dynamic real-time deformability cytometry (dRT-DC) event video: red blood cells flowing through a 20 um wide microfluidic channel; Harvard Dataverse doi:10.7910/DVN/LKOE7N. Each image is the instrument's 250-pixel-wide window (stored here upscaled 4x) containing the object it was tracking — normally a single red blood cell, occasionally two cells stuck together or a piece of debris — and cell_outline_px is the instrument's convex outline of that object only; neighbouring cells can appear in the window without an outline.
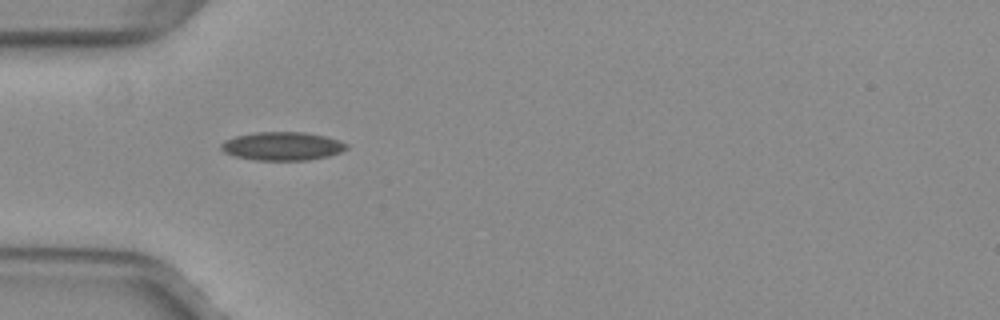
{"species": "common noctule bat (a hibernating species)", "species_latin": "Nyctalus noctula", "temperature_condition": "warm", "stored_images_in_passage": 34, "camera_frame_rate_fps": 3000, "um_per_image_px": 0.085, "animal": {"sex": "female", "body_mass_g": 29.2, "forearm_length_mm": 56.3}, "frame": {"image": 1, "passage_image": 1, "time_ms": 0.0, "image_size_px": [1000, 320], "cell_outline_px": [[348, 148], [340, 152], [328, 156], [308, 160], [256, 160], [236, 156], [224, 152], [220, 148], [220, 144], [224, 140], [236, 136], [256, 132], [304, 132], [324, 136], [348, 144]], "centroid_in_image_um": [23.98, 12.42], "position_along_channel_um": 61.0, "area_um2": 20.63}}
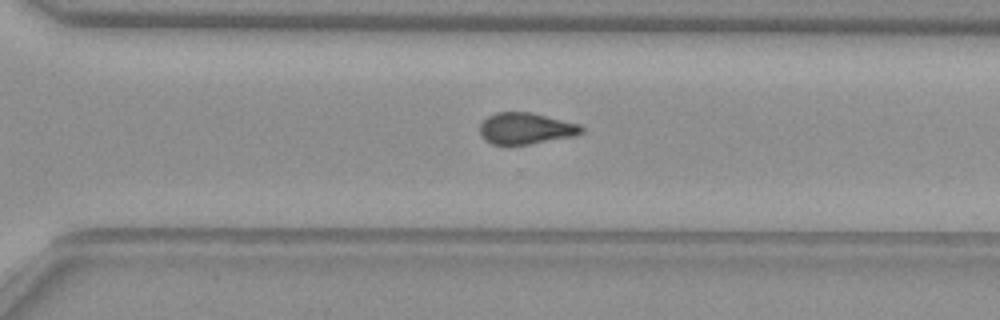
{"frame": {"image": 2, "passage_image": 21, "time_ms": 6.667, "image_size_px": [1000, 320], "cell_outline_px": [[584, 132], [576, 136], [528, 144], [492, 144], [484, 140], [480, 136], [480, 124], [488, 116], [496, 112], [532, 112], [580, 124], [584, 128]], "centroid_in_image_um": [44.71, 10.91], "position_along_channel_um": 325.9, "area_um2": 18.73}}
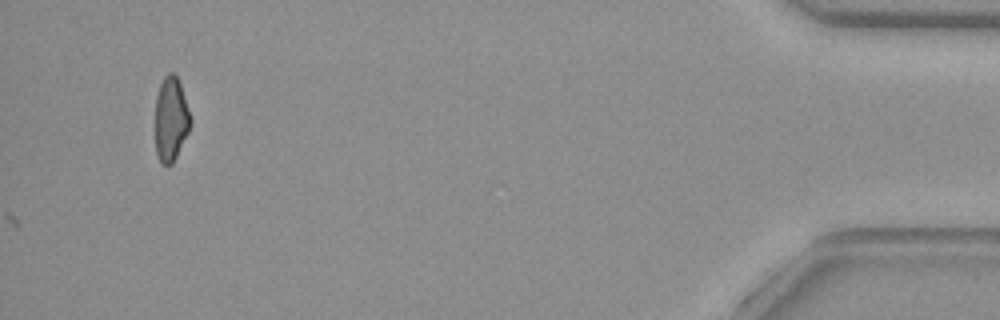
{"frame": {"image": 3, "passage_image": 34, "time_ms": 11.0, "image_size_px": [1000, 320], "cell_outline_px": [[192, 124], [172, 164], [164, 164], [160, 160], [156, 152], [156, 96], [160, 84], [164, 76], [168, 72], [172, 72], [176, 76], [180, 84], [192, 120]], "centroid_in_image_um": [14.53, 10.09], "position_along_channel_um": 420.7, "area_um2": 17.05}, "authors_computed_cell_mechanics": {"area_um2": 19.363, "velocity_mm_per_s": 4.0184, "shape_relaxation_time_tau1_ms": null, "shape_relaxation_time_tau2_ms": 2.2488, "deformation_change_tau1": null, "deformation_change_tau2": 0.0872}}